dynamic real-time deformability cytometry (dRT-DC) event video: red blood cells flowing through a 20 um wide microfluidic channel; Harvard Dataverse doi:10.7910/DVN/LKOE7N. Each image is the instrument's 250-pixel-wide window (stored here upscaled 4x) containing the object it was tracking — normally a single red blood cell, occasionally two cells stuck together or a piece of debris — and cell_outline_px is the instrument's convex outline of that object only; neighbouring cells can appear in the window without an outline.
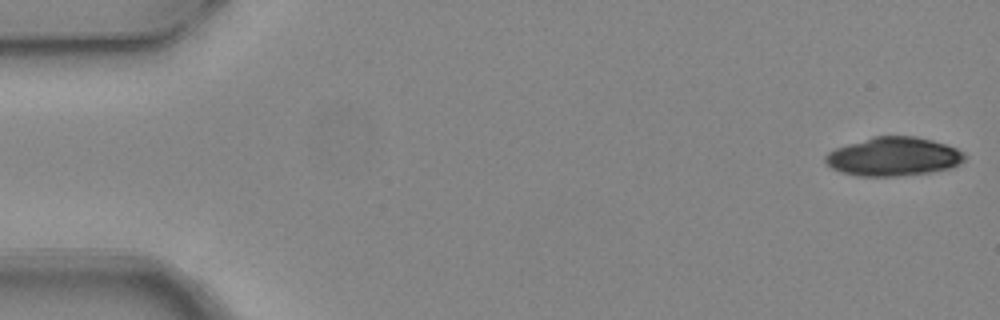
{"species": "common noctule bat (a hibernating species)", "species_latin": "Nyctalus noctula", "temperature_condition": "warm", "stored_images_in_passage": 4, "camera_frame_rate_fps": 3000, "um_per_image_px": 0.085, "animal": {"sex": "female", "body_mass_g": 24.6, "forearm_length_mm": 56.2}, "frame": {"image": 1, "passage_image": 1, "time_ms": 0.0, "image_size_px": [1000, 320], "cell_outline_px": [[964, 160], [960, 164], [948, 168], [932, 172], [896, 176], [856, 176], [840, 172], [832, 168], [824, 160], [824, 156], [828, 152], [836, 148], [872, 136], [916, 136], [932, 140], [956, 148], [964, 152]], "centroid_in_image_um": [75.92, 13.31], "position_along_channel_um": 9.1, "area_um2": 31.39}}